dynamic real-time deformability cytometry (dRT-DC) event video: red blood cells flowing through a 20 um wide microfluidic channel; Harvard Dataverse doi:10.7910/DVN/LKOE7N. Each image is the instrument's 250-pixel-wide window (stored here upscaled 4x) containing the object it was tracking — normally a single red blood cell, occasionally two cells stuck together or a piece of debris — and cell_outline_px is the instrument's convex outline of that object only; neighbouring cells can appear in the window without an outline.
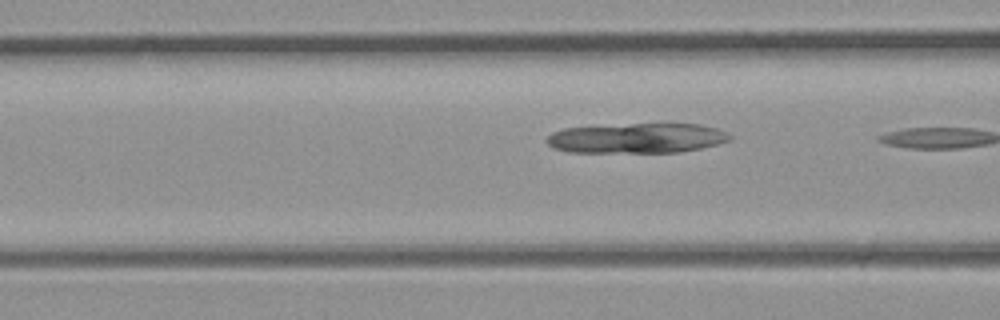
{"species": "common noctule bat (a hibernating species)", "species_latin": "Nyctalus noctula", "temperature_condition": "room temperature", "stored_images_in_passage": 6, "segment_of_instrument_passage": [2, 2], "camera_frame_rate_fps": 3000, "um_per_image_px": 0.085, "animal": {"sex": "male", "body_mass_g": 23.1, "forearm_length_mm": 52.7}, "frame": {"image": 1, "passage_image": 6, "time_ms": 1.667, "image_size_px": [1000, 320], "cell_outline_px": [[732, 140], [700, 148], [680, 152], [568, 152], [552, 148], [544, 140], [552, 132], [564, 128], [632, 124], [700, 124], [716, 128], [732, 136]], "centroid_in_image_um": [54.1, 11.75], "position_along_channel_um": 112.5, "area_um2": 31.85}}